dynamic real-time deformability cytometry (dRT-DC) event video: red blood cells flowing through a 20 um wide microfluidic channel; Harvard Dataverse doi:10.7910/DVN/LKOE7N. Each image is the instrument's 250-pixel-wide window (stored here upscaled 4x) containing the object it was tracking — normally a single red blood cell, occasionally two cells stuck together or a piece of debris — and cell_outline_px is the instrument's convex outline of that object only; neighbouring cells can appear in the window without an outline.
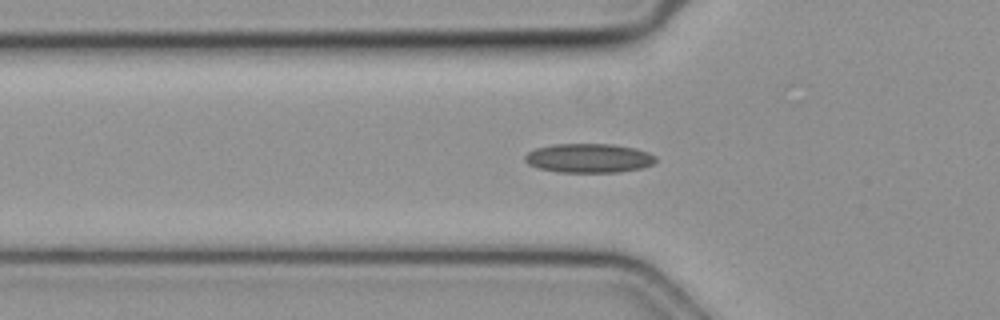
{"species": "common noctule bat (a hibernating species)", "species_latin": "Nyctalus noctula", "temperature_condition": "cold", "stored_images_in_passage": 37, "camera_frame_rate_fps": 3000, "um_per_image_px": 0.085, "animal": {"sex": "female", "body_mass_g": 19.3, "forearm_length_mm": 54.1}, "frame": {"image": 1, "passage_image": 7, "time_ms": 2.0, "image_size_px": [1000, 320], "cell_outline_px": [[656, 160], [652, 164], [640, 168], [620, 172], [560, 172], [540, 168], [528, 164], [524, 160], [524, 156], [528, 152], [536, 148], [552, 144], [612, 144], [636, 148], [648, 152], [656, 156]], "centroid_in_image_um": [50.05, 13.43], "position_along_channel_um": 75.8, "area_um2": 22.2}}
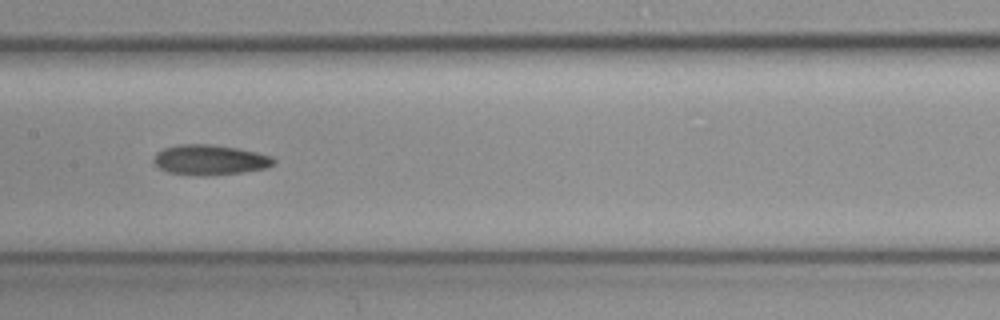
{"frame": {"image": 2, "passage_image": 16, "time_ms": 5.0, "image_size_px": [1000, 320], "cell_outline_px": [[276, 160], [272, 164], [264, 168], [240, 172], [204, 176], [192, 176], [168, 172], [160, 168], [152, 160], [156, 152], [164, 148], [180, 144], [212, 144], [236, 148], [256, 152], [272, 156]], "centroid_in_image_um": [17.79, 13.59], "position_along_channel_um": 189.6, "area_um2": 21.04}}
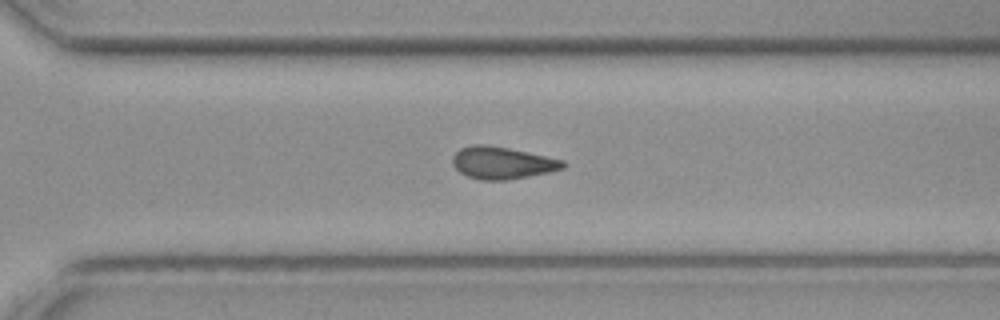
{"frame": {"image": 3, "passage_image": 27, "time_ms": 8.667, "image_size_px": [1000, 320], "cell_outline_px": [[564, 168], [548, 172], [528, 176], [504, 180], [480, 180], [468, 176], [460, 172], [452, 164], [452, 156], [460, 148], [472, 144], [488, 144], [528, 152], [564, 160]], "centroid_in_image_um": [42.65, 13.83], "position_along_channel_um": 328.0, "area_um2": 20.63}}